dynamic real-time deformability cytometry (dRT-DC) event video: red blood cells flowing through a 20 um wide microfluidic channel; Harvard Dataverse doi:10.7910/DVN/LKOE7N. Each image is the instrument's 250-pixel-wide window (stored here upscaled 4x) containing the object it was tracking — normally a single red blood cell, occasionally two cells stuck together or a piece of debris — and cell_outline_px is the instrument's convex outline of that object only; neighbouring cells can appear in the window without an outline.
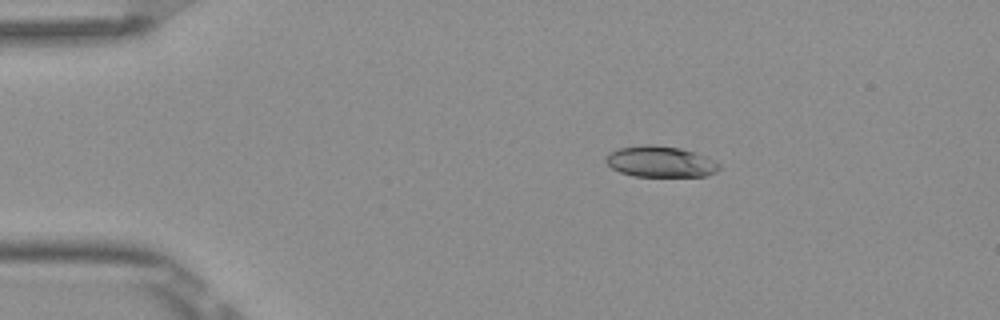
{"species": "Egyptian fruit bat (a non-hibernating species)", "species_latin": "Rousettus aegyptiacus", "temperature_condition": "room temperature", "stored_images_in_passage": 4, "camera_frame_rate_fps": 3000, "um_per_image_px": 0.085, "frame": {"image": 1, "passage_image": 2, "time_ms": 0.333, "image_size_px": [1000, 320], "cell_outline_px": [[720, 168], [716, 172], [704, 176], [632, 176], [620, 172], [612, 168], [604, 160], [608, 152], [620, 148], [644, 144], [652, 144], [680, 148], [704, 156], [720, 164]], "centroid_in_image_um": [56.09, 13.74], "position_along_channel_um": 28.9, "area_um2": 20.4}}